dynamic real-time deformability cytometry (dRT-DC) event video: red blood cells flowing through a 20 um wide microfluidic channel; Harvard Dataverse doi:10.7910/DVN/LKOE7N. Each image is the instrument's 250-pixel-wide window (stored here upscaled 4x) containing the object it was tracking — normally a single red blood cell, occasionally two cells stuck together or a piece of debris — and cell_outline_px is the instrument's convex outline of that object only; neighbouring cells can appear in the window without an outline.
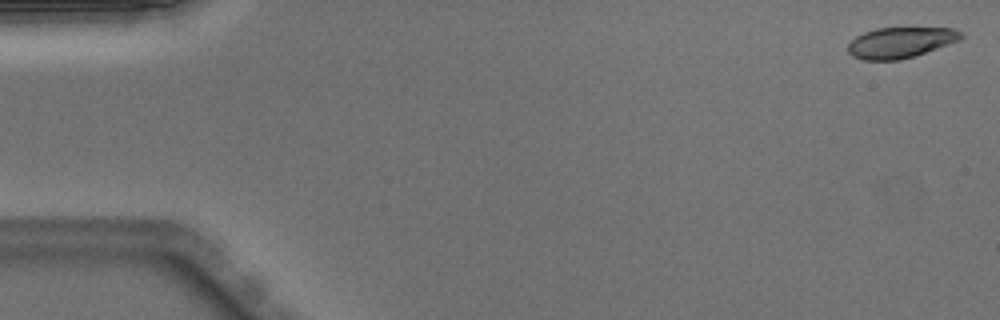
{"species": "Egyptian fruit bat (a non-hibernating species)", "species_latin": "Rousettus aegyptiacus", "temperature_condition": "warm", "stored_images_in_passage": 50, "camera_frame_rate_fps": 3000, "um_per_image_px": 0.085, "animal": {"sex": "male"}, "frame": {"image": 1, "passage_image": 1, "time_ms": 0.0, "image_size_px": [1000, 320], "cell_outline_px": [[964, 36], [960, 40], [916, 56], [900, 60], [864, 60], [852, 56], [848, 52], [848, 44], [856, 36], [864, 32], [876, 28], [952, 28], [960, 32]], "centroid_in_image_um": [76.53, 3.62], "position_along_channel_um": 8.5, "area_um2": 20.29}}
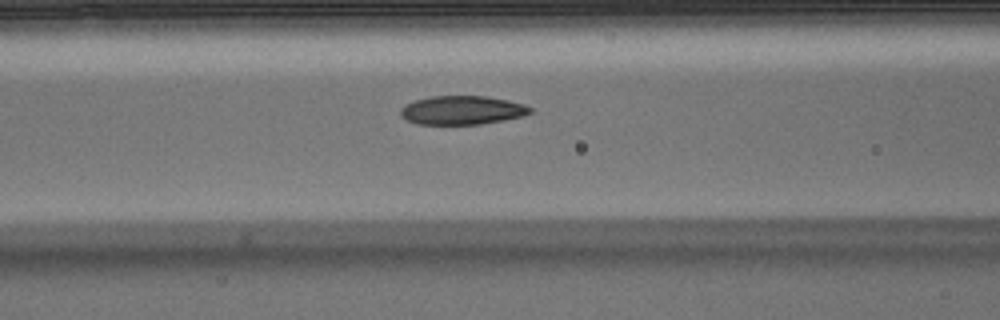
{"frame": {"image": 2, "passage_image": 20, "time_ms": 6.333, "image_size_px": [1000, 320], "cell_outline_px": [[532, 112], [524, 116], [504, 120], [480, 124], [416, 124], [408, 120], [400, 112], [400, 108], [404, 104], [428, 96], [488, 96], [508, 100], [524, 104], [532, 108]], "centroid_in_image_um": [39.3, 9.36], "position_along_channel_um": 127.3, "area_um2": 21.79}}
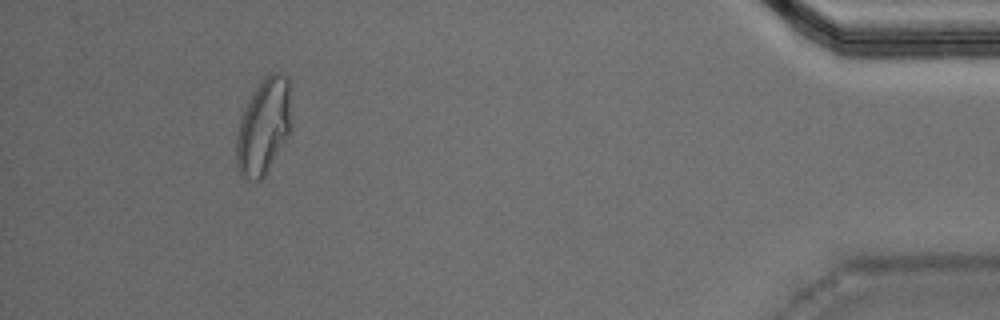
{"frame": {"image": 3, "passage_image": 46, "time_ms": 15.0, "image_size_px": [1000, 320], "cell_outline_px": [[292, 132], [268, 172], [260, 180], [248, 180], [240, 176], [236, 164], [236, 136], [240, 120], [244, 108], [256, 88], [264, 76], [268, 72], [280, 72], [288, 76]], "centroid_in_image_um": [22.43, 10.78], "position_along_channel_um": 412.8, "area_um2": 31.44}, "authors_computed_cell_mechanics": {"area_um2": 22.3686, "velocity_mm_per_s": 4.012, "shape_relaxation_time_tau1_ms": 5.5216, "shape_relaxation_time_tau2_ms": 1.6781, "deformation_change_tau1": 0.1893, "deformation_change_tau2": 0.0694}}